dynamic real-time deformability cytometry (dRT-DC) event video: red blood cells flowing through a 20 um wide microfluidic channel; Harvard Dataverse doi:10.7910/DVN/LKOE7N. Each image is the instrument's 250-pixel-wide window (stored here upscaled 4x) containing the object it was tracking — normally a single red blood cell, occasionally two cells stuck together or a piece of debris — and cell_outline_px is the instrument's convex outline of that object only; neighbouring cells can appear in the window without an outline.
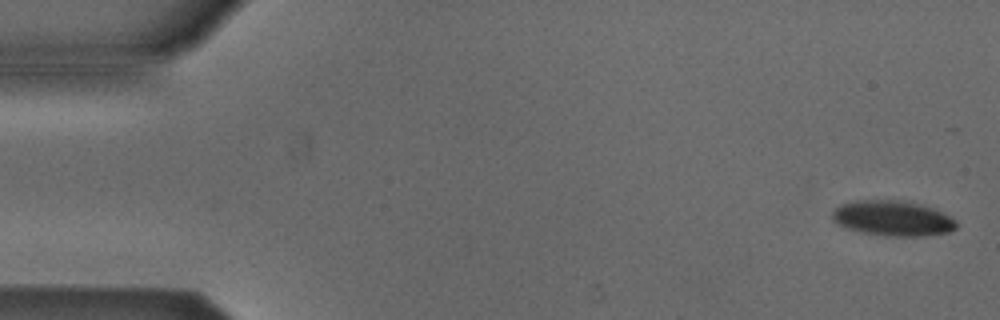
{"species": "Egyptian fruit bat (a non-hibernating species)", "species_latin": "Rousettus aegyptiacus", "temperature_condition": "cold", "stored_images_in_passage": 5, "camera_frame_rate_fps": 3000, "um_per_image_px": 0.085, "animal": {"sex": "male"}, "frame": {"image": 1, "passage_image": 1, "time_ms": 0.0, "image_size_px": [1000, 320], "cell_outline_px": [[956, 228], [948, 232], [924, 236], [884, 236], [860, 232], [844, 228], [836, 224], [832, 220], [832, 212], [840, 204], [856, 200], [904, 200], [920, 204], [932, 208], [956, 220]], "centroid_in_image_um": [75.82, 18.56], "position_along_channel_um": 9.2, "area_um2": 25.66}}
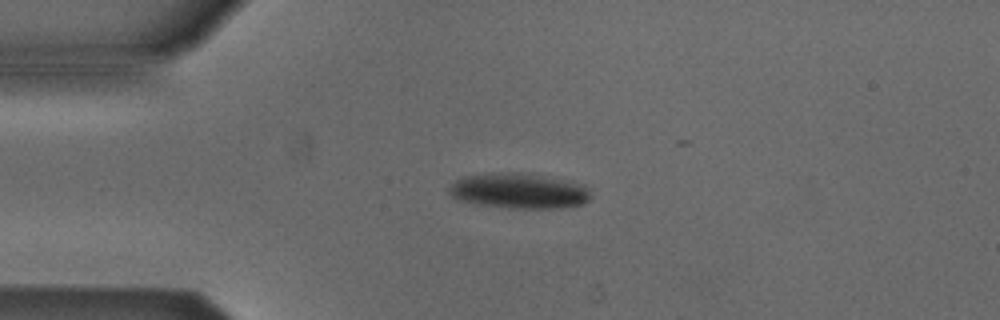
{"frame": {"image": 2, "passage_image": 4, "time_ms": 3.667, "image_size_px": [1000, 320], "cell_outline_px": [[592, 196], [588, 200], [580, 204], [560, 208], [508, 208], [476, 204], [456, 200], [448, 192], [448, 188], [456, 180], [464, 176], [492, 172], [516, 172], [572, 180], [584, 184], [588, 188]], "centroid_in_image_um": [44.11, 16.21], "position_along_channel_um": 40.9, "area_um2": 29.59}}